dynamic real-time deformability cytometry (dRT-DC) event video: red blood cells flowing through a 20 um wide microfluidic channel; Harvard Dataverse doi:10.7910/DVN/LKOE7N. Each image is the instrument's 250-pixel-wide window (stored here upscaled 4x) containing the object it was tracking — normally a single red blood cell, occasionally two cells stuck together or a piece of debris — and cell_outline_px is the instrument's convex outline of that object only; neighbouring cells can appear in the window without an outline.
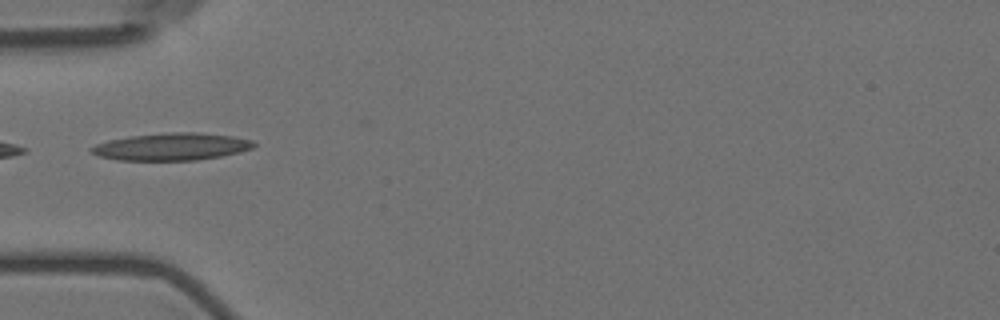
{"species": "Egyptian fruit bat (a non-hibernating species)", "species_latin": "Rousettus aegyptiacus", "temperature_condition": "room temperature", "stored_images_in_passage": 4, "camera_frame_rate_fps": 3000, "um_per_image_px": 0.085, "animal": {"sex": "female"}, "frame": {"image": 1, "passage_image": 4, "time_ms": 4.333, "image_size_px": [1000, 320], "cell_outline_px": [[256, 144], [252, 148], [240, 152], [220, 156], [196, 160], [116, 160], [100, 156], [92, 152], [88, 148], [96, 144], [108, 140], [128, 136], [172, 132], [196, 132], [232, 136], [252, 140]], "centroid_in_image_um": [14.57, 12.46], "position_along_channel_um": 70.4, "area_um2": 25.78}}